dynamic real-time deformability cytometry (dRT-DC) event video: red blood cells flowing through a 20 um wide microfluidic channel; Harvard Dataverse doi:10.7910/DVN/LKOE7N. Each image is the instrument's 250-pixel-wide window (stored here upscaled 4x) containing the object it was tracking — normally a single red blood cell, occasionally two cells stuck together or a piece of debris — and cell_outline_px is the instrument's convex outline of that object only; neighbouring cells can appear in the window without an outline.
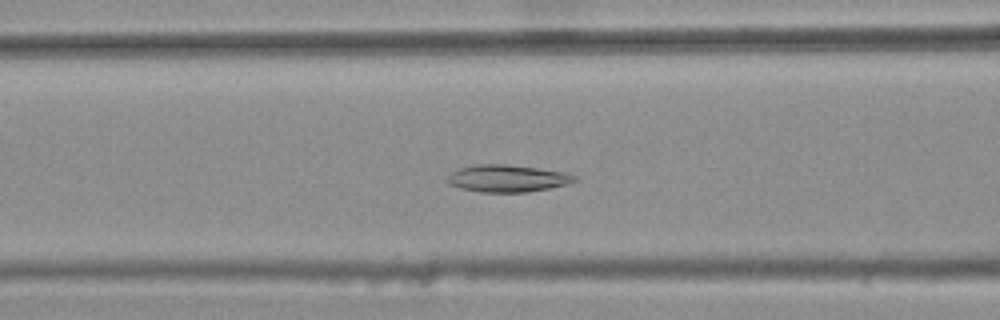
{"species": "common noctule bat (a hibernating species)", "species_latin": "Nyctalus noctula", "temperature_condition": "warm", "stored_images_in_passage": 44, "camera_frame_rate_fps": 3000, "um_per_image_px": 0.085, "animal": {"sex": "female", "body_mass_g": 25.1}, "frame": {"image": 1, "passage_image": 20, "time_ms": 6.333, "image_size_px": [1000, 320], "cell_outline_px": [[580, 180], [568, 184], [528, 192], [480, 192], [460, 188], [448, 184], [448, 176], [452, 172], [460, 168], [476, 164], [508, 164], [564, 172], [576, 176]], "centroid_in_image_um": [43.14, 15.16], "position_along_channel_um": 123.5, "area_um2": 20.11}}
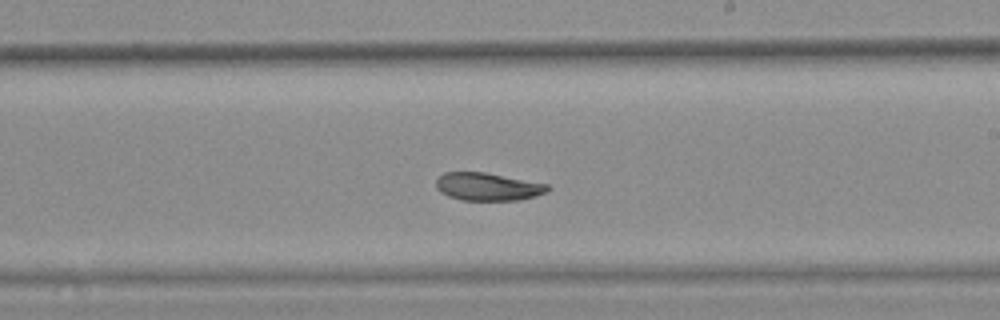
{"frame": {"image": 2, "passage_image": 30, "time_ms": 9.667, "image_size_px": [1000, 320], "cell_outline_px": [[552, 188], [548, 192], [536, 196], [520, 200], [460, 200], [448, 196], [440, 192], [436, 188], [436, 180], [444, 172], [484, 172], [548, 184]], "centroid_in_image_um": [41.48, 15.87], "position_along_channel_um": 247.5, "area_um2": 18.21}}
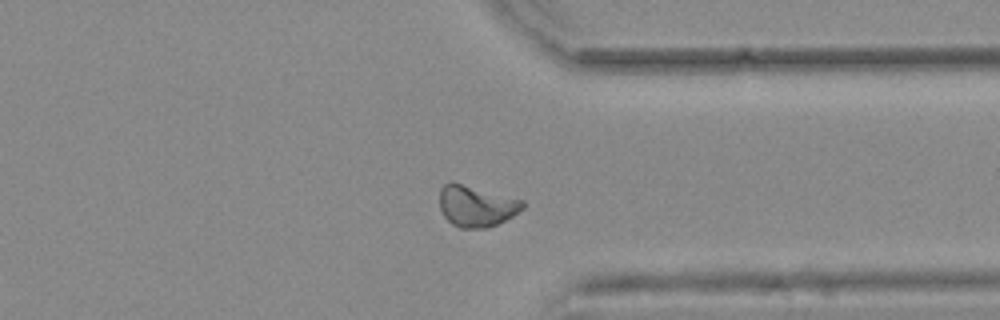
{"frame": {"image": 3, "passage_image": 40, "time_ms": 13.0, "image_size_px": [1000, 320], "cell_outline_px": [[524, 208], [512, 216], [488, 228], [460, 228], [452, 224], [444, 216], [440, 208], [440, 188], [444, 184], [452, 180], [524, 200]], "centroid_in_image_um": [40.47, 17.49], "position_along_channel_um": 370.9, "area_um2": 20.17}, "authors_computed_cell_mechanics": {"area_um2": 19.8254, "velocity_mm_per_s": 3.7334, "shape_relaxation_time_tau1_ms": null, "shape_relaxation_time_tau2_ms": 8.5664, "deformation_change_tau1": null, "deformation_change_tau2": 0.1243}}